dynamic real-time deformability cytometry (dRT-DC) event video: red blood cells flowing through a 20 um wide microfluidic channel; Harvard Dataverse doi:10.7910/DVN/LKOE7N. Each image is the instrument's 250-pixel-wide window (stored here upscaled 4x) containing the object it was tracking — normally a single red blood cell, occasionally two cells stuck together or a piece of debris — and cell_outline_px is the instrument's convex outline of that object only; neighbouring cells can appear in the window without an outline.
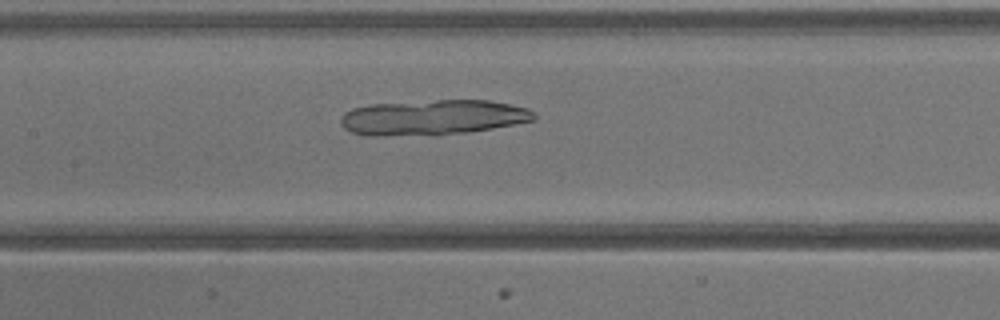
{"species": "common noctule bat (a hibernating species)", "species_latin": "Nyctalus noctula", "temperature_condition": "warm", "stored_images_in_passage": 39, "camera_frame_rate_fps": 3000, "um_per_image_px": 0.085, "animal": {"sex": "male", "body_mass_g": 13.3}, "frame": {"image": 1, "passage_image": 19, "time_ms": 6.0, "image_size_px": [1000, 320], "cell_outline_px": [[536, 120], [492, 128], [468, 132], [436, 136], [364, 136], [352, 132], [344, 128], [340, 124], [340, 120], [344, 112], [352, 108], [372, 104], [436, 100], [492, 100], [512, 104], [528, 108], [536, 112]], "centroid_in_image_um": [36.8, 9.99], "position_along_channel_um": 170.6, "area_um2": 40.46}}
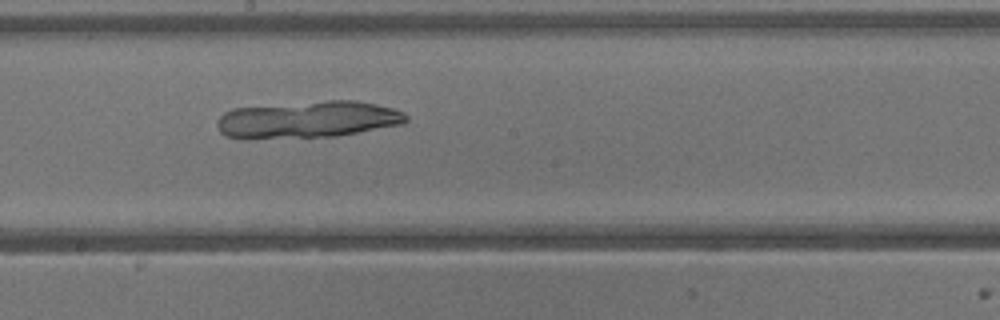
{"frame": {"image": 2, "passage_image": 22, "time_ms": 7.0, "image_size_px": [1000, 320], "cell_outline_px": [[408, 120], [404, 124], [336, 136], [248, 140], [240, 140], [228, 136], [220, 132], [216, 124], [216, 120], [224, 112], [232, 108], [328, 100], [356, 100], [376, 104], [392, 108], [404, 112], [408, 116]], "centroid_in_image_um": [26.12, 10.18], "position_along_channel_um": 222.1, "area_um2": 41.38}}
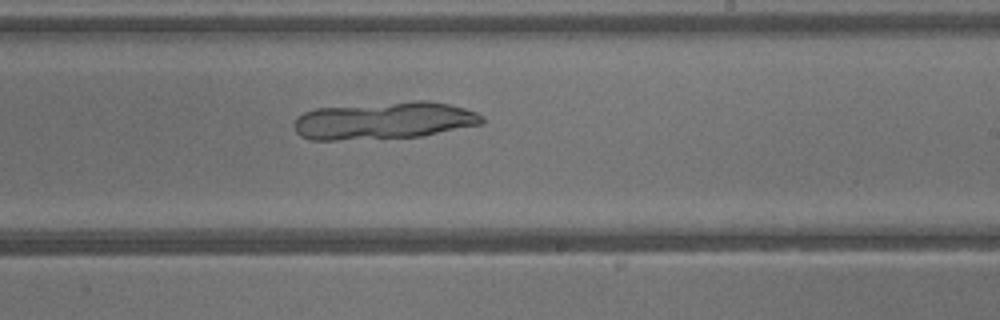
{"frame": {"image": 3, "passage_image": 24, "time_ms": 7.667, "image_size_px": [1000, 320], "cell_outline_px": [[484, 120], [480, 124], [420, 136], [336, 140], [308, 140], [300, 136], [296, 132], [292, 124], [304, 112], [316, 108], [416, 100], [428, 100], [448, 104], [464, 108], [476, 112], [484, 116]], "centroid_in_image_um": [32.61, 10.24], "position_along_channel_um": 256.4, "area_um2": 40.81}}